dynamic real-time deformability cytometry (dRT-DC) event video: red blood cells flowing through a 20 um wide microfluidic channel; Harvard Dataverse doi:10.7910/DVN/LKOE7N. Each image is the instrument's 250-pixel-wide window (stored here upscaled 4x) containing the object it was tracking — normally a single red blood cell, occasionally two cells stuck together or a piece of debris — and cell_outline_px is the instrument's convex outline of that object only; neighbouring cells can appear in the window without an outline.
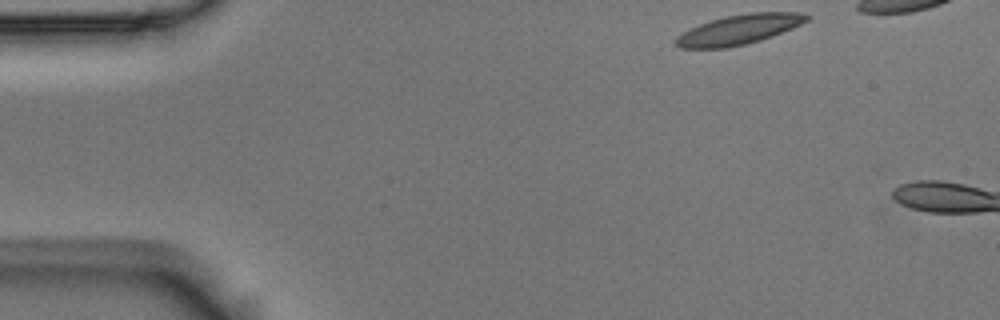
{"species": "Egyptian fruit bat (a non-hibernating species)", "species_latin": "Rousettus aegyptiacus", "temperature_condition": "room temperature", "stored_images_in_passage": 7, "camera_frame_rate_fps": 3000, "um_per_image_px": 0.085, "animal": {"sex": "male"}, "frame": {"image": 1, "passage_image": 1, "time_ms": 0.0, "image_size_px": [1000, 320], "cell_outline_px": [[812, 16], [808, 20], [792, 28], [772, 36], [760, 40], [728, 48], [680, 48], [672, 44], [676, 36], [700, 24], [724, 16], [748, 12], [800, 12]], "centroid_in_image_um": [62.8, 2.51], "position_along_channel_um": 22.2, "area_um2": 22.72}}